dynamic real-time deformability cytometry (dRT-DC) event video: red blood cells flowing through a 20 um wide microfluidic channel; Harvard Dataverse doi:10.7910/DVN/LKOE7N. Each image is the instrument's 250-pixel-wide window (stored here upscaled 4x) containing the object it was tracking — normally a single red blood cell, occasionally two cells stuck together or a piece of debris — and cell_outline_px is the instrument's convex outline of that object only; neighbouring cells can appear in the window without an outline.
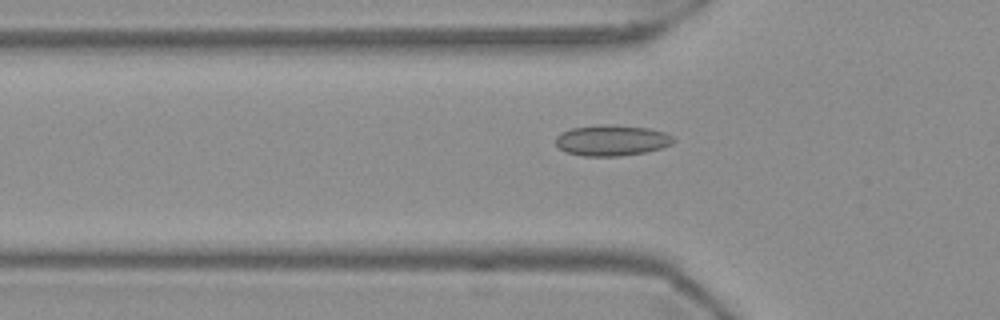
{"species": "Egyptian fruit bat (a non-hibernating species)", "species_latin": "Rousettus aegyptiacus", "temperature_condition": "warm", "stored_images_in_passage": 39, "camera_frame_rate_fps": 3000, "um_per_image_px": 0.085, "frame": {"image": 1, "passage_image": 2, "time_ms": 0.333, "image_size_px": [1000, 320], "cell_outline_px": [[676, 140], [672, 144], [664, 148], [648, 152], [620, 156], [584, 156], [564, 152], [556, 144], [556, 136], [560, 132], [572, 128], [600, 124], [608, 124], [648, 128], [664, 132], [672, 136]], "centroid_in_image_um": [52.01, 11.93], "position_along_channel_um": 73.8, "area_um2": 21.44}}
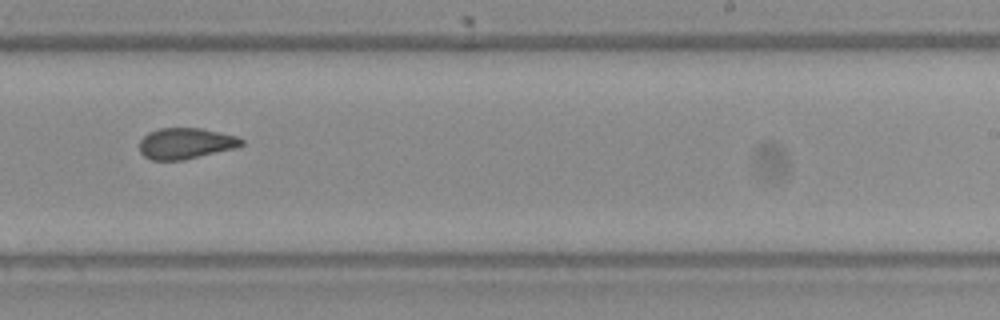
{"frame": {"image": 2, "passage_image": 18, "time_ms": 5.667, "image_size_px": [1000, 320], "cell_outline_px": [[244, 144], [236, 148], [184, 160], [152, 160], [144, 156], [140, 152], [140, 140], [148, 132], [160, 128], [200, 128], [236, 136], [244, 140]], "centroid_in_image_um": [15.78, 12.19], "position_along_channel_um": 273.2, "area_um2": 18.44}}
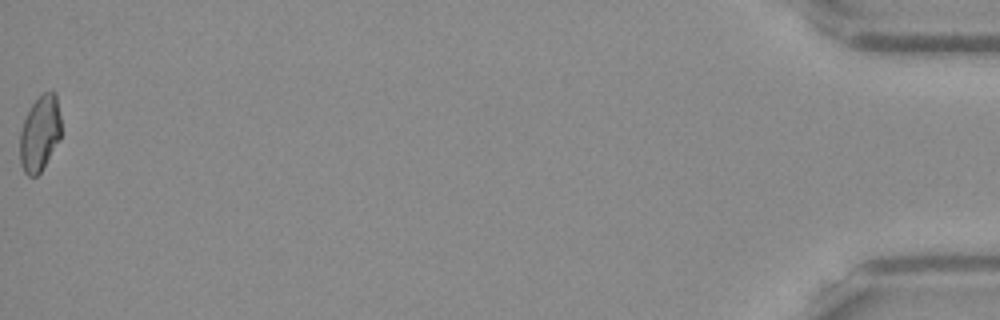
{"frame": {"image": 3, "passage_image": 39, "time_ms": 12.667, "image_size_px": [1000, 320], "cell_outline_px": [[60, 140], [40, 172], [36, 176], [28, 176], [24, 172], [20, 164], [20, 132], [24, 120], [32, 104], [44, 92], [56, 92], [60, 116]], "centroid_in_image_um": [3.38, 11.36], "position_along_channel_um": 431.8, "area_um2": 18.03}, "authors_computed_cell_mechanics": {"area_um2": 18.6116, "velocity_mm_per_s": 3.7182, "shape_relaxation_time_tau1_ms": null, "shape_relaxation_time_tau2_ms": 1.4201, "deformation_change_tau1": null, "deformation_change_tau2": 0.0682}}